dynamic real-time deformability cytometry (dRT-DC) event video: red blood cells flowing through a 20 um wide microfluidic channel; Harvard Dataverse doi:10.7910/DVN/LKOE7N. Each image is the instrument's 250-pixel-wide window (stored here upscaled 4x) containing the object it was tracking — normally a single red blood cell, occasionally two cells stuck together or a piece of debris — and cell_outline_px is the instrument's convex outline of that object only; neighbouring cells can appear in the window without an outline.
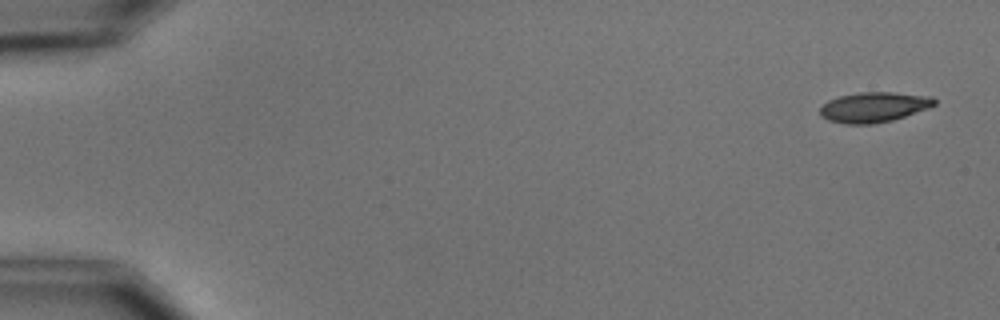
{"species": "common noctule bat (a hibernating species)", "species_latin": "Nyctalus noctula", "temperature_condition": "cold", "stored_images_in_passage": 2, "camera_frame_rate_fps": 3000, "um_per_image_px": 0.085, "animal": {"sex": "male", "body_mass_g": 15.6}, "frame": {"image": 1, "passage_image": 2, "time_ms": 1.0, "image_size_px": [1000, 320], "cell_outline_px": [[936, 104], [928, 108], [892, 120], [872, 124], [844, 124], [828, 120], [820, 116], [820, 108], [828, 100], [840, 96], [860, 92], [892, 92], [932, 96], [936, 100]], "centroid_in_image_um": [74.27, 9.1], "position_along_channel_um": 10.7, "area_um2": 20.06}}